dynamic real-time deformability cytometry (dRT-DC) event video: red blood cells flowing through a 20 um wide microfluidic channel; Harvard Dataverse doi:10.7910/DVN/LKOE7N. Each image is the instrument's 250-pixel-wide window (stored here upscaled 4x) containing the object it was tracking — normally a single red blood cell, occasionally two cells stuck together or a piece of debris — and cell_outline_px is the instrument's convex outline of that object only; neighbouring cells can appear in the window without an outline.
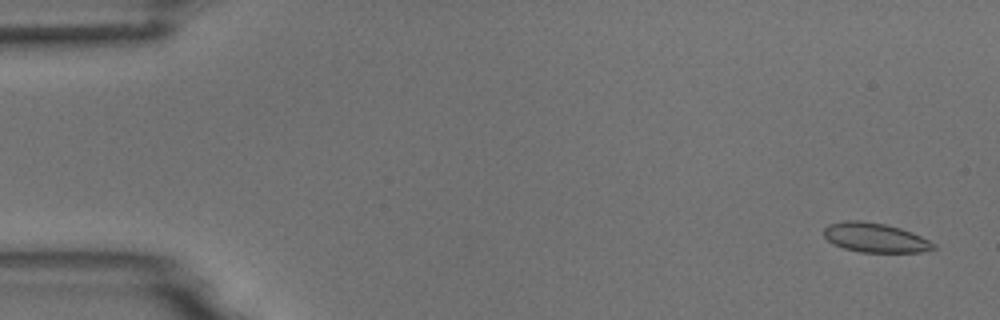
{"species": "common noctule bat (a hibernating species)", "species_latin": "Nyctalus noctula", "temperature_condition": "room temperature", "stored_images_in_passage": 5, "camera_frame_rate_fps": 3000, "um_per_image_px": 0.085, "animal": {"sex": "male", "body_mass_g": 18.8}, "frame": {"image": 1, "passage_image": 1, "time_ms": 0.0, "image_size_px": [1000, 320], "cell_outline_px": [[936, 248], [920, 252], [860, 252], [844, 248], [832, 244], [824, 236], [824, 228], [828, 224], [844, 220], [860, 220], [884, 224], [900, 228], [912, 232], [936, 244]], "centroid_in_image_um": [74.36, 20.19], "position_along_channel_um": 10.6, "area_um2": 18.79}}
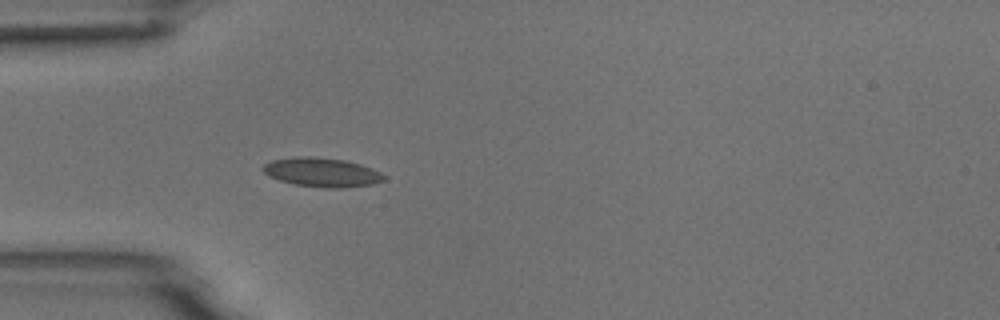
{"frame": {"image": 2, "passage_image": 5, "time_ms": 4.667, "image_size_px": [1000, 320], "cell_outline_px": [[384, 180], [372, 184], [344, 188], [324, 188], [292, 184], [268, 176], [260, 168], [264, 164], [272, 160], [300, 156], [308, 156], [344, 160], [360, 164], [372, 168], [380, 172], [384, 176]], "centroid_in_image_um": [27.33, 14.65], "position_along_channel_um": 57.7, "area_um2": 20.52}}